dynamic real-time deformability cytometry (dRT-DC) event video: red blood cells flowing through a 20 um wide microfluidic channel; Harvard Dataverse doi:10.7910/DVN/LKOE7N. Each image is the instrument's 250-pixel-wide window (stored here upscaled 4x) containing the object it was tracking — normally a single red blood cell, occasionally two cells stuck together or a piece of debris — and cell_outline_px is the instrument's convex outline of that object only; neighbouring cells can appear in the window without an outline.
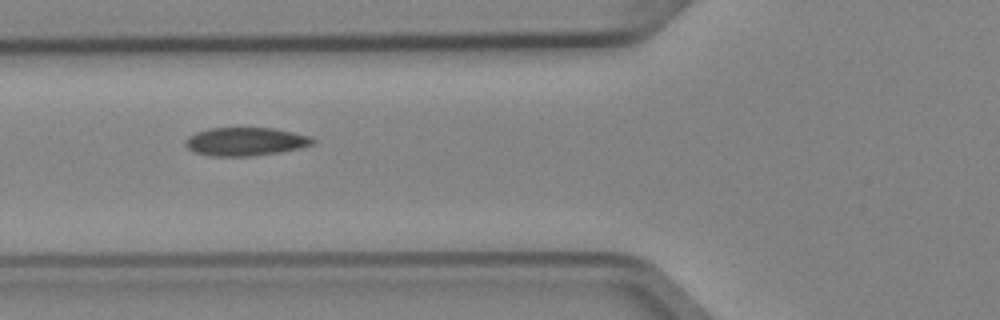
{"species": "Egyptian fruit bat (a non-hibernating species)", "species_latin": "Rousettus aegyptiacus", "temperature_condition": "cold", "stored_images_in_passage": 4, "camera_frame_rate_fps": 3000, "um_per_image_px": 0.085, "animal": {"sex": "female"}, "frame": {"image": 1, "passage_image": 2, "time_ms": 0.333, "image_size_px": [1000, 320], "cell_outline_px": [[316, 140], [312, 144], [300, 148], [280, 152], [252, 156], [212, 156], [192, 152], [184, 144], [184, 140], [188, 136], [196, 132], [208, 128], [272, 128], [292, 132], [308, 136]], "centroid_in_image_um": [20.81, 12.04], "position_along_channel_um": 105.0, "area_um2": 21.04}}
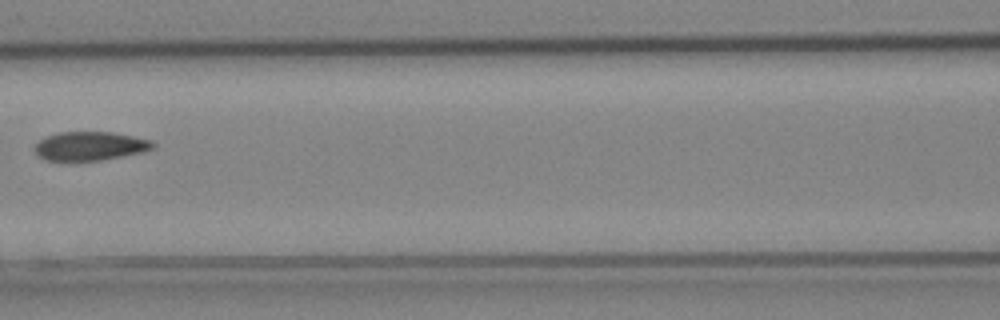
{"frame": {"image": 2, "passage_image": 3, "time_ms": 0.667, "image_size_px": [1000, 320], "cell_outline_px": [[156, 148], [144, 152], [124, 156], [100, 160], [44, 160], [36, 156], [32, 148], [40, 140], [56, 132], [112, 132], [152, 140], [156, 144]], "centroid_in_image_um": [7.66, 12.41], "position_along_channel_um": 158.9, "area_um2": 20.06}}